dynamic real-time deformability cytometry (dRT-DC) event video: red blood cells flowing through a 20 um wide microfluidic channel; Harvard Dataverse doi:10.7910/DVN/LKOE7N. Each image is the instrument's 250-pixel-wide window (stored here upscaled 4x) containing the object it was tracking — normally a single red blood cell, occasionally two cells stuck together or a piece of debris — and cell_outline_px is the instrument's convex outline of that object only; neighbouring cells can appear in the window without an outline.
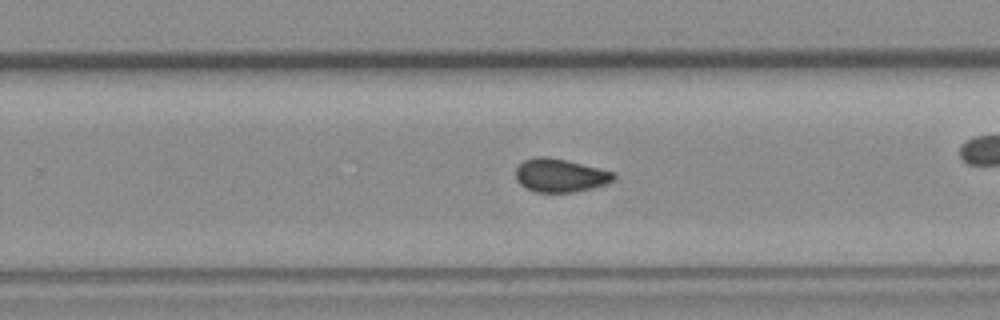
{"species": "common noctule bat (a hibernating species)", "species_latin": "Nyctalus noctula", "temperature_condition": "room temperature", "stored_images_in_passage": 51, "camera_frame_rate_fps": 3000, "um_per_image_px": 0.085, "animal": {"sex": "female", "body_mass_g": 19.3, "forearm_length_mm": 54.1}, "frame": {"image": 1, "passage_image": 30, "time_ms": 9.667, "image_size_px": [1000, 320], "cell_outline_px": [[616, 176], [612, 180], [604, 184], [592, 188], [572, 192], [536, 192], [520, 184], [516, 180], [516, 168], [524, 160], [536, 156], [548, 156], [616, 172]], "centroid_in_image_um": [47.6, 14.9], "position_along_channel_um": 282.2, "area_um2": 18.9}}
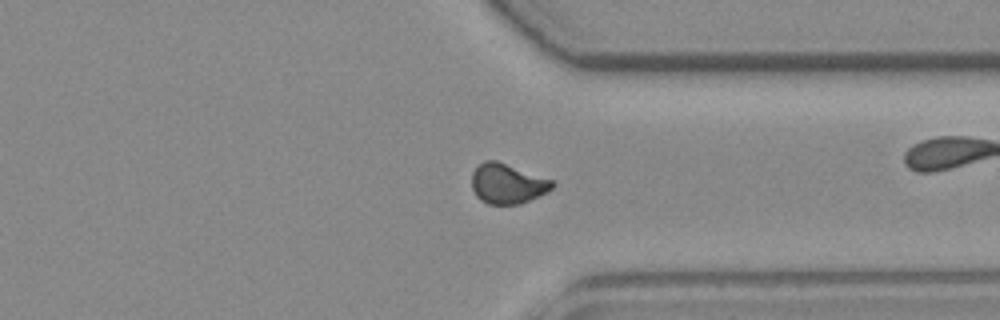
{"frame": {"image": 2, "passage_image": 37, "time_ms": 12.0, "image_size_px": [1000, 320], "cell_outline_px": [[556, 184], [548, 192], [520, 204], [488, 204], [480, 200], [476, 196], [472, 188], [472, 172], [484, 160], [496, 160], [552, 180]], "centroid_in_image_um": [43.12, 15.62], "position_along_channel_um": 368.3, "area_um2": 18.73}, "authors_computed_cell_mechanics": {"area_um2": 19.0162, "velocity_mm_per_s": 3.7309, "shape_relaxation_time_tau1_ms": null, "shape_relaxation_time_tau2_ms": 1.9411, "deformation_change_tau1": null, "deformation_change_tau2": 0.0597}}